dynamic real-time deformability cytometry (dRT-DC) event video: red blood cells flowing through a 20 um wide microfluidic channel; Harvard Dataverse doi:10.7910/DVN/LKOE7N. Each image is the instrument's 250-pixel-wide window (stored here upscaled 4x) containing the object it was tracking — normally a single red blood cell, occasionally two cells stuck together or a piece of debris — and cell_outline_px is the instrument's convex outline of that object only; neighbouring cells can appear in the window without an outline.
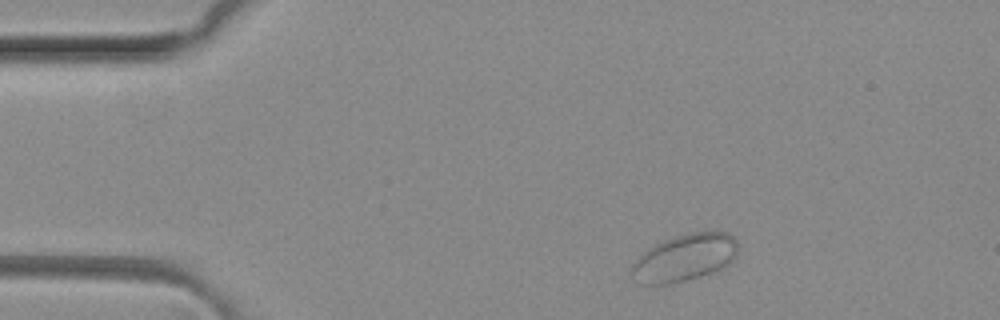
{"species": "common noctule bat (a hibernating species)", "species_latin": "Nyctalus noctula", "temperature_condition": "room temperature", "stored_images_in_passage": 4, "camera_frame_rate_fps": 3000, "um_per_image_px": 0.085, "animal": {"sex": "female", "body_mass_g": 29.2, "forearm_length_mm": 56.3}, "frame": {"image": 1, "passage_image": 1, "time_ms": 0.0, "image_size_px": [1000, 320], "cell_outline_px": [[736, 256], [728, 264], [712, 272], [672, 284], [640, 284], [632, 280], [628, 268], [648, 248], [664, 240], [676, 236], [692, 232], [728, 232], [736, 236]], "centroid_in_image_um": [58.14, 21.92], "position_along_channel_um": 26.9, "area_um2": 29.19}}